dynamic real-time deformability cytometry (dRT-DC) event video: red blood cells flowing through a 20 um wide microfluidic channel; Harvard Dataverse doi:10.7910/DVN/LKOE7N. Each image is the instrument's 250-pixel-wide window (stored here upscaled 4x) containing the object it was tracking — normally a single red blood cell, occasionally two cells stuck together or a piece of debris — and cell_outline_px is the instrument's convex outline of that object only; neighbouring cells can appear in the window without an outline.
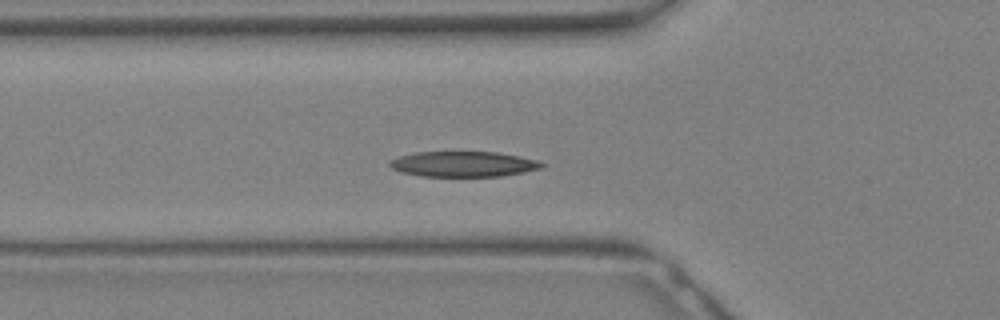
{"species": "Egyptian fruit bat (a non-hibernating species)", "species_latin": "Rousettus aegyptiacus", "temperature_condition": "warm", "stored_images_in_passage": 31, "camera_frame_rate_fps": 3000, "um_per_image_px": 0.085, "animal": {"sex": "female"}, "frame": {"image": 1, "passage_image": 9, "time_ms": 2.667, "image_size_px": [1000, 320], "cell_outline_px": [[544, 164], [540, 168], [524, 172], [500, 176], [420, 176], [400, 172], [392, 168], [388, 164], [388, 160], [400, 156], [416, 152], [496, 152], [536, 160]], "centroid_in_image_um": [39.31, 13.95], "position_along_channel_um": 86.5, "area_um2": 22.31}}
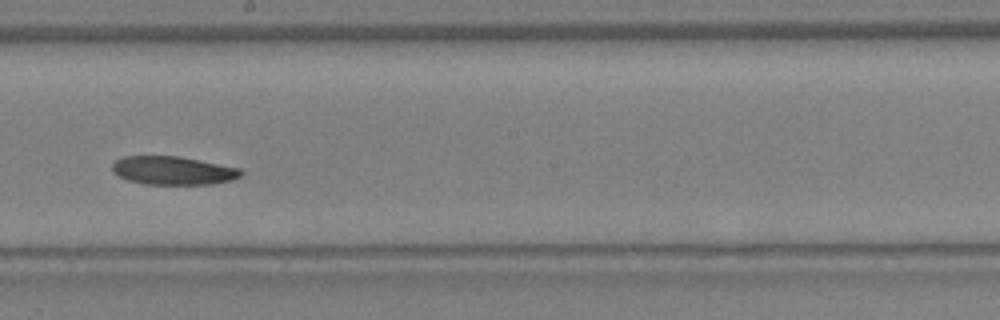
{"frame": {"image": 2, "passage_image": 16, "time_ms": 5.0, "image_size_px": [1000, 320], "cell_outline_px": [[244, 172], [240, 176], [232, 180], [212, 184], [144, 184], [128, 180], [112, 172], [112, 164], [116, 160], [124, 156], [180, 156], [240, 168]], "centroid_in_image_um": [14.71, 14.49], "position_along_channel_um": 233.5, "area_um2": 21.33}}
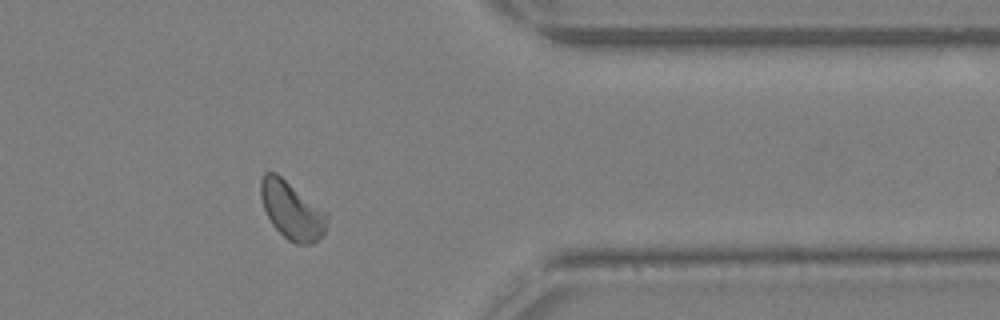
{"frame": {"image": 3, "passage_image": 24, "time_ms": 7.667, "image_size_px": [1000, 320], "cell_outline_px": [[328, 216], [324, 232], [312, 244], [296, 244], [288, 240], [272, 224], [264, 208], [260, 196], [260, 180], [264, 172], [276, 172], [328, 212]], "centroid_in_image_um": [24.8, 17.85], "position_along_channel_um": 386.6, "area_um2": 22.31}}